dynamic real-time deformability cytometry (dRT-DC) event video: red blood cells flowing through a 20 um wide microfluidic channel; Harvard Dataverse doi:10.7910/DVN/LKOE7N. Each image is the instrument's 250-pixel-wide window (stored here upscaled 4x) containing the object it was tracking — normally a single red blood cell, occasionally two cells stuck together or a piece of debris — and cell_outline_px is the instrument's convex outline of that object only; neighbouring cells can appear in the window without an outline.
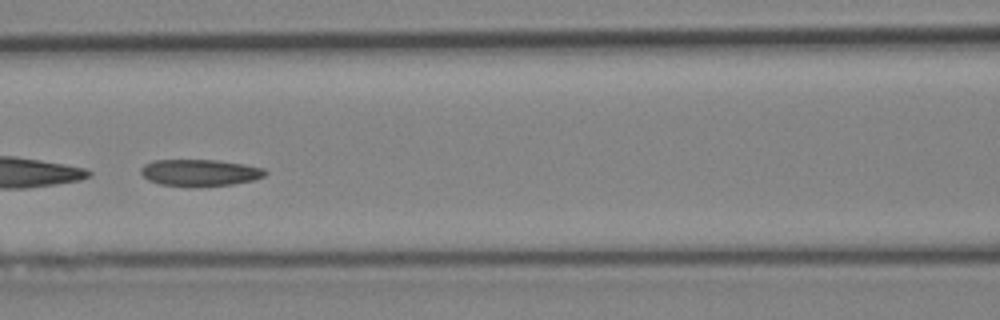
{"species": "Egyptian fruit bat (a non-hibernating species)", "species_latin": "Rousettus aegyptiacus", "temperature_condition": "cold", "stored_images_in_passage": 34, "camera_frame_rate_fps": 3000, "um_per_image_px": 0.085, "animal": {"sex": "female"}, "frame": {"image": 1, "passage_image": 10, "time_ms": 3.0, "image_size_px": [1000, 320], "cell_outline_px": [[268, 172], [264, 176], [252, 180], [232, 184], [160, 184], [148, 180], [140, 172], [140, 168], [144, 164], [152, 160], [216, 160], [244, 164], [264, 168]], "centroid_in_image_um": [16.98, 14.63], "position_along_channel_um": 149.6, "area_um2": 18.61}}